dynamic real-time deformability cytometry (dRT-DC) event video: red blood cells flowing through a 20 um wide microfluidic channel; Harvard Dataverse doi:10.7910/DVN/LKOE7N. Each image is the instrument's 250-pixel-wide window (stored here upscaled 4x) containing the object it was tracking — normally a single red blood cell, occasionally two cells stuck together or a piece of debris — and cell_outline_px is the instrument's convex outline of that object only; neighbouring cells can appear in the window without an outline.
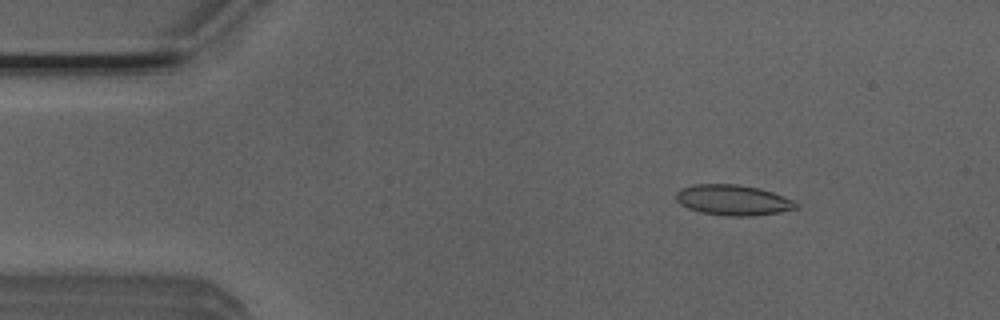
{"species": "Egyptian fruit bat (a non-hibernating species)", "species_latin": "Rousettus aegyptiacus", "temperature_condition": "room temperature", "stored_images_in_passage": 52, "camera_frame_rate_fps": 3000, "um_per_image_px": 0.085, "animal": {"sex": "male"}, "frame": {"image": 1, "passage_image": 7, "time_ms": 2.0, "image_size_px": [1000, 320], "cell_outline_px": [[800, 204], [796, 208], [776, 212], [752, 216], [724, 216], [700, 212], [688, 208], [680, 204], [676, 200], [676, 192], [680, 188], [692, 184], [736, 184], [760, 188], [796, 200]], "centroid_in_image_um": [62.29, 17.0], "position_along_channel_um": 22.7, "area_um2": 21.5}}
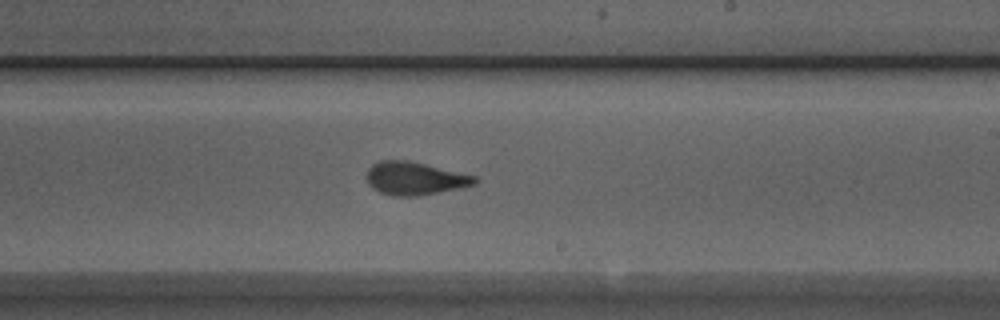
{"frame": {"image": 2, "passage_image": 30, "time_ms": 9.667, "image_size_px": [1000, 320], "cell_outline_px": [[480, 180], [476, 184], [460, 188], [420, 196], [392, 196], [380, 192], [372, 188], [368, 184], [364, 176], [368, 168], [372, 164], [380, 160], [408, 160], [476, 176]], "centroid_in_image_um": [35.23, 15.17], "position_along_channel_um": 253.8, "area_um2": 21.1}}
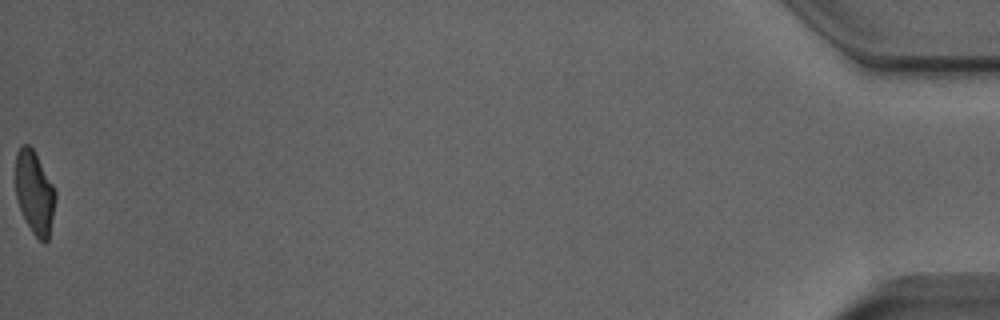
{"frame": {"image": 3, "passage_image": 52, "time_ms": 17.0, "image_size_px": [1000, 320], "cell_outline_px": [[56, 200], [48, 240], [44, 244], [32, 232], [20, 208], [16, 196], [16, 152], [20, 144], [28, 144], [32, 148], [52, 184], [56, 192]], "centroid_in_image_um": [2.94, 16.37], "position_along_channel_um": 432.3, "area_um2": 19.02}, "authors_computed_cell_mechanics": {"area_um2": 20.7213, "velocity_mm_per_s": 3.9225, "shape_relaxation_time_tau1_ms": 3.5925, "shape_relaxation_time_tau2_ms": 1.309, "deformation_change_tau1": 0.1491, "deformation_change_tau2": 0.0804}}